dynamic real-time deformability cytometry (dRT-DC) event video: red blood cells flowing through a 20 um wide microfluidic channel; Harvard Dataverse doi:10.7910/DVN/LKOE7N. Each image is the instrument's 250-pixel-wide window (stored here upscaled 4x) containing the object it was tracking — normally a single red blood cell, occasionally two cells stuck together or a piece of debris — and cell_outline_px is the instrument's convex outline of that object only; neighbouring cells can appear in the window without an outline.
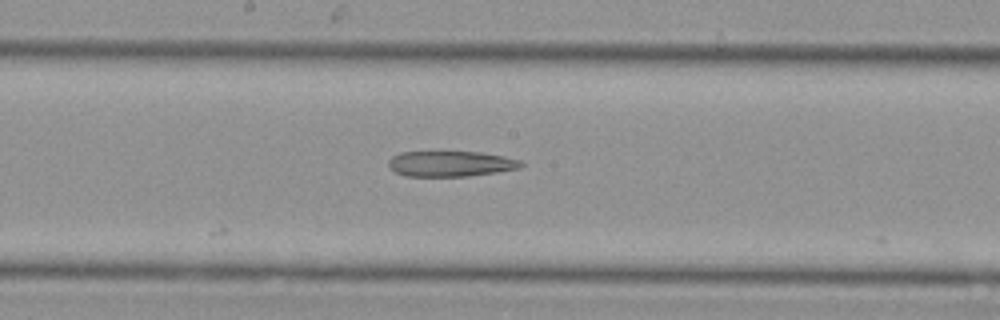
{"species": "Egyptian fruit bat (a non-hibernating species)", "species_latin": "Rousettus aegyptiacus", "temperature_condition": "cold", "stored_images_in_passage": 24, "camera_frame_rate_fps": 3000, "um_per_image_px": 0.085, "animal": {"sex": "female"}, "frame": {"image": 1, "passage_image": 24, "time_ms": 7.667, "image_size_px": [1000, 320], "cell_outline_px": [[524, 164], [520, 168], [496, 172], [468, 176], [404, 176], [396, 172], [388, 164], [388, 160], [392, 156], [400, 152], [480, 152], [504, 156], [524, 160]], "centroid_in_image_um": [38.34, 13.91], "position_along_channel_um": 209.9, "area_um2": 19.77}}